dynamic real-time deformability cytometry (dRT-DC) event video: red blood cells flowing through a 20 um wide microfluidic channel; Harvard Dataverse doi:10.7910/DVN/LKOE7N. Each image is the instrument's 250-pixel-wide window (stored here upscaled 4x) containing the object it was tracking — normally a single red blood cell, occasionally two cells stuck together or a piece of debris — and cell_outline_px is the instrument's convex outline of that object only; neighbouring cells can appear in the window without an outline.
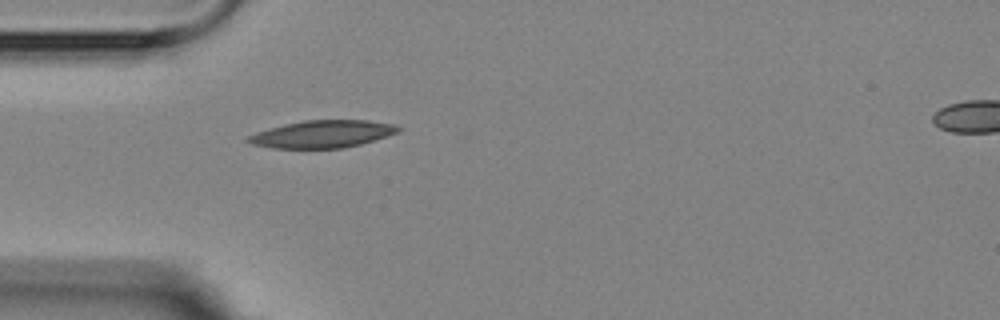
{"species": "Egyptian fruit bat (a non-hibernating species)", "species_latin": "Rousettus aegyptiacus", "temperature_condition": "room temperature", "stored_images_in_passage": 2, "segment_of_instrument_passage": [1, 2], "camera_frame_rate_fps": 3000, "um_per_image_px": 0.085, "animal": {"sex": "female"}, "frame": {"image": 1, "passage_image": 1, "time_ms": 0.0, "image_size_px": [1000, 320], "cell_outline_px": [[400, 132], [388, 136], [360, 144], [344, 148], [272, 148], [252, 144], [244, 140], [248, 136], [256, 132], [284, 124], [304, 120], [368, 120], [392, 124], [400, 128]], "centroid_in_image_um": [27.39, 11.39], "position_along_channel_um": 57.6, "area_um2": 23.93}}